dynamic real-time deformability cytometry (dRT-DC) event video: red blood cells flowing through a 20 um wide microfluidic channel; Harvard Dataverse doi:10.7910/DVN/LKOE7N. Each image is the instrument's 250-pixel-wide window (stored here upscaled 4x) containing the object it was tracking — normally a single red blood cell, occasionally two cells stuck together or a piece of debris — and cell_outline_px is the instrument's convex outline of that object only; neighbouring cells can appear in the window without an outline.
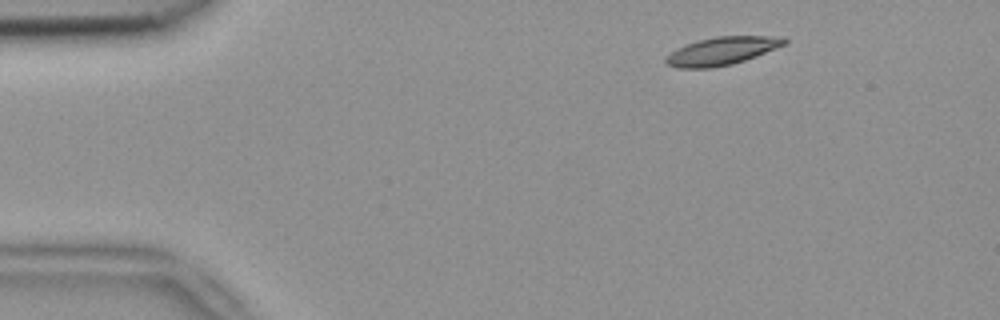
{"species": "common noctule bat (a hibernating species)", "species_latin": "Nyctalus noctula", "temperature_condition": "room temperature", "stored_images_in_passage": 4, "camera_frame_rate_fps": 3000, "um_per_image_px": 0.085, "animal": {"sex": "female", "body_mass_g": 18.4}, "frame": {"image": 1, "passage_image": 1, "time_ms": 0.0, "image_size_px": [1000, 320], "cell_outline_px": [[788, 44], [756, 56], [732, 64], [712, 68], [676, 68], [668, 64], [664, 60], [664, 56], [676, 48], [684, 44], [716, 36], [784, 36], [788, 40]], "centroid_in_image_um": [61.37, 4.33], "position_along_channel_um": 23.6, "area_um2": 19.59}}